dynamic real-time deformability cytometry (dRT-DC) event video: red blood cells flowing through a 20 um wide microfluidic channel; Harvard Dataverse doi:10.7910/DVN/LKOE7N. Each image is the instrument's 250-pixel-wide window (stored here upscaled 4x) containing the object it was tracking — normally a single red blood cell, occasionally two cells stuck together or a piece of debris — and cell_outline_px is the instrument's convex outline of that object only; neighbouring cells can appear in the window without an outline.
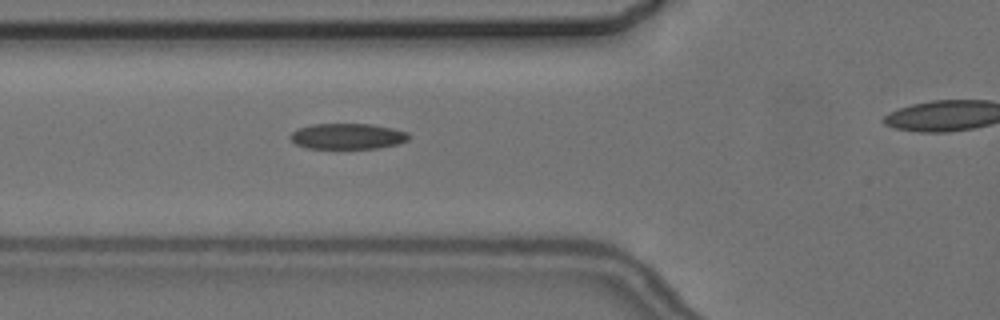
{"species": "common noctule bat (a hibernating species)", "species_latin": "Nyctalus noctula", "temperature_condition": "cold", "stored_images_in_passage": 3, "segment_of_instrument_passage": [1, 2], "camera_frame_rate_fps": 3000, "um_per_image_px": 0.085, "animal": {"sex": "female", "body_mass_g": 24.6, "forearm_length_mm": 56.2}, "frame": {"image": 1, "passage_image": 2, "time_ms": 1.0, "image_size_px": [1000, 320], "cell_outline_px": [[412, 136], [408, 140], [396, 144], [376, 148], [308, 148], [296, 144], [288, 136], [296, 128], [312, 124], [372, 124], [392, 128], [408, 132]], "centroid_in_image_um": [29.54, 11.57], "position_along_channel_um": 96.3, "area_um2": 17.8}}